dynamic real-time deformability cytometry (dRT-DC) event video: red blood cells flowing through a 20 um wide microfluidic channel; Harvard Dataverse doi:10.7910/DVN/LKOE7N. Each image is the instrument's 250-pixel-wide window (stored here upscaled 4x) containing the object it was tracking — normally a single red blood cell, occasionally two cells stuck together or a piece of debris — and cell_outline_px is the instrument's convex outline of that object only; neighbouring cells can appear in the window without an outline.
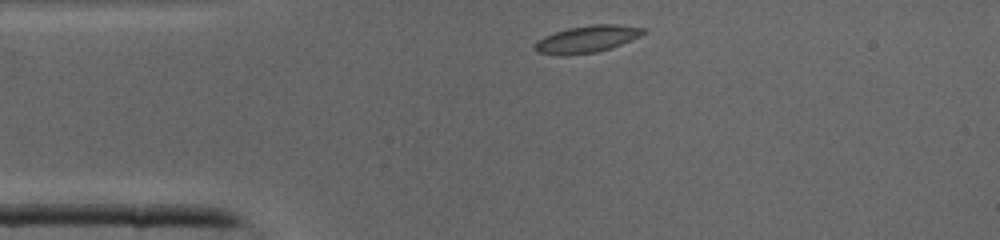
{"species": "common noctule bat (a hibernating species)", "species_latin": "Nyctalus noctula", "temperature_condition": "cold", "stored_images_in_passage": 34, "camera_frame_rate_fps": 3000, "um_per_image_px": 0.085, "animal": {"sex": "male", "body_mass_g": 19.0, "forearm_length_mm": 50.8}, "frame": {"image": 1, "passage_image": 1, "time_ms": 0.0, "image_size_px": [1000, 240], "cell_outline_px": [[648, 32], [640, 36], [620, 44], [596, 52], [564, 56], [556, 56], [536, 52], [532, 48], [536, 40], [544, 36], [568, 28], [592, 24], [616, 24], [644, 28]], "centroid_in_image_um": [49.83, 3.33], "position_along_channel_um": 35.2, "area_um2": 17.22}}
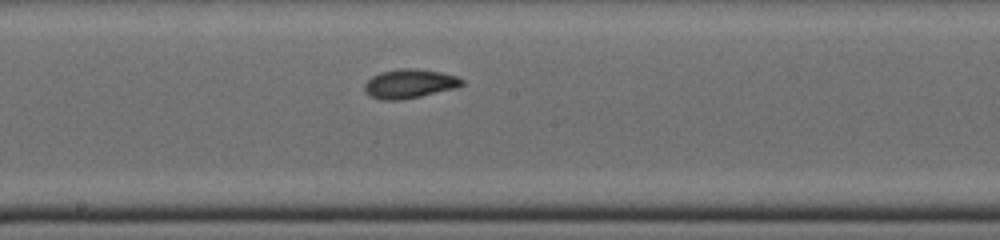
{"frame": {"image": 2, "passage_image": 14, "time_ms": 4.333, "image_size_px": [1000, 240], "cell_outline_px": [[464, 84], [456, 88], [420, 96], [400, 100], [380, 100], [372, 96], [364, 88], [364, 84], [372, 76], [380, 72], [400, 68], [416, 68], [440, 72], [456, 76], [464, 80]], "centroid_in_image_um": [34.82, 7.1], "position_along_channel_um": 213.4, "area_um2": 16.42}}
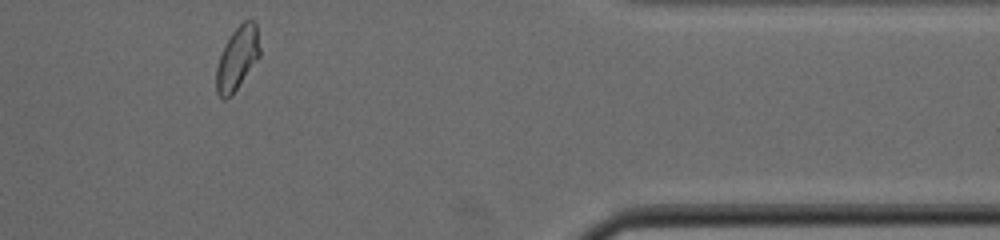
{"frame": {"image": 3, "passage_image": 27, "time_ms": 8.667, "image_size_px": [1000, 240], "cell_outline_px": [[260, 56], [232, 96], [224, 100], [216, 92], [216, 68], [224, 44], [232, 32], [244, 20], [252, 20], [256, 24], [260, 48]], "centroid_in_image_um": [20.16, 4.97], "position_along_channel_um": 391.2, "area_um2": 16.07}}